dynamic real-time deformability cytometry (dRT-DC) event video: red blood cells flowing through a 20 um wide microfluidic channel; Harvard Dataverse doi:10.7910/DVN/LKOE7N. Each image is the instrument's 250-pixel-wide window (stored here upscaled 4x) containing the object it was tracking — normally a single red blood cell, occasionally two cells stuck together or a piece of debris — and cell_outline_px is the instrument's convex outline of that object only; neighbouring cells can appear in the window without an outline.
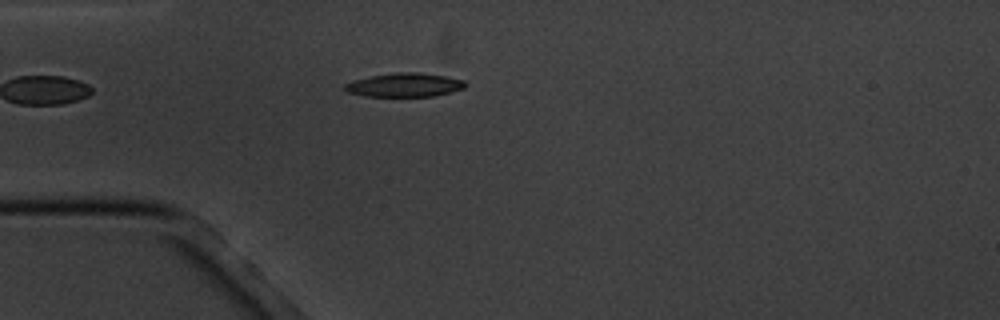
{"species": "common noctule bat (a hibernating species)", "species_latin": "Nyctalus noctula", "temperature_condition": "cold", "stored_images_in_passage": 5, "camera_frame_rate_fps": 3000, "um_per_image_px": 0.085, "animal": {"sex": "male", "body_mass_g": 20.1, "forearm_length_mm": 53.5}, "frame": {"image": 1, "passage_image": 5, "time_ms": 4.667, "image_size_px": [1000, 320], "cell_outline_px": [[464, 88], [452, 92], [432, 96], [364, 96], [348, 92], [344, 88], [344, 84], [352, 80], [372, 76], [396, 72], [420, 72], [444, 76], [464, 80]], "centroid_in_image_um": [34.36, 7.22], "position_along_channel_um": 50.6, "area_um2": 16.59}}